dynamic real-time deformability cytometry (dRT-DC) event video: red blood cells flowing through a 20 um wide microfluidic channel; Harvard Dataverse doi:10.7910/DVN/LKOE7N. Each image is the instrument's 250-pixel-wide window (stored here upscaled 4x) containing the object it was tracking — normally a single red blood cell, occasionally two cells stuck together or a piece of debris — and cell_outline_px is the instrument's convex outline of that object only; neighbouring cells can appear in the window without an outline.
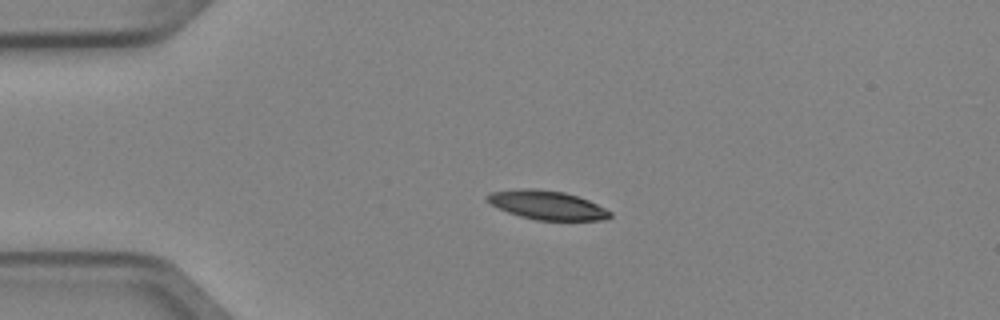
{"species": "Egyptian fruit bat (a non-hibernating species)", "species_latin": "Rousettus aegyptiacus", "temperature_condition": "cold", "stored_images_in_passage": 3, "camera_frame_rate_fps": 3000, "um_per_image_px": 0.085, "animal": {"sex": "female"}, "frame": {"image": 1, "passage_image": 2, "time_ms": 0.333, "image_size_px": [1000, 320], "cell_outline_px": [[612, 216], [608, 220], [536, 220], [520, 216], [508, 212], [484, 200], [484, 196], [492, 192], [520, 188], [532, 188], [564, 192], [588, 200], [612, 212]], "centroid_in_image_um": [46.49, 17.43], "position_along_channel_um": 38.5, "area_um2": 20.63}}